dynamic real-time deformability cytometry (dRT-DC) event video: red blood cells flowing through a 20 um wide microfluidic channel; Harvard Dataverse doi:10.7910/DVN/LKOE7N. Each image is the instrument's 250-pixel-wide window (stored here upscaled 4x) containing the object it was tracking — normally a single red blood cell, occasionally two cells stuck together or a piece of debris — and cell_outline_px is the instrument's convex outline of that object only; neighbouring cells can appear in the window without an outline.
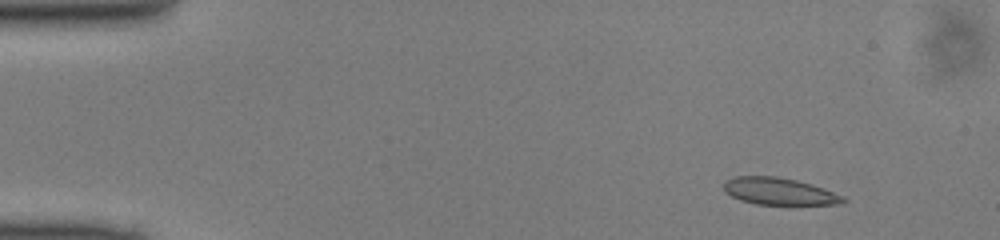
{"species": "common noctule bat (a hibernating species)", "species_latin": "Nyctalus noctula", "temperature_condition": "cold", "stored_images_in_passage": 48, "camera_frame_rate_fps": 3000, "um_per_image_px": 0.085, "animal": {"sex": "male", "body_mass_g": 13.0, "forearm_length_mm": 53.1}, "frame": {"image": 1, "passage_image": 4, "time_ms": 1.0, "image_size_px": [1000, 240], "cell_outline_px": [[848, 200], [844, 204], [756, 204], [740, 200], [724, 192], [724, 180], [736, 176], [776, 176], [796, 180], [812, 184], [824, 188], [844, 196]], "centroid_in_image_um": [66.24, 16.26], "position_along_channel_um": 18.8, "area_um2": 18.9}}
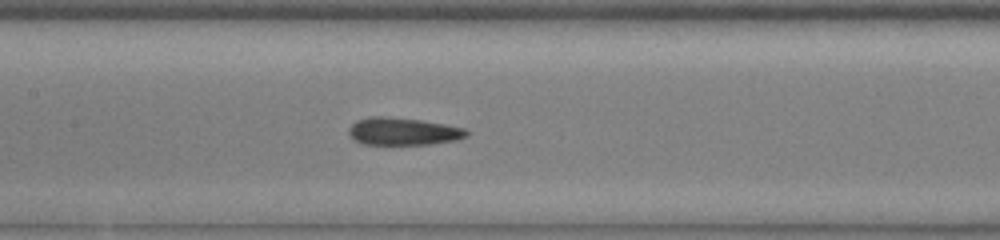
{"frame": {"image": 2, "passage_image": 22, "time_ms": 7.0, "image_size_px": [1000, 240], "cell_outline_px": [[468, 136], [456, 140], [432, 144], [360, 144], [348, 132], [348, 128], [356, 120], [372, 116], [380, 116], [420, 120], [444, 124], [464, 128], [468, 132]], "centroid_in_image_um": [34.26, 11.17], "position_along_channel_um": 173.1, "area_um2": 18.73}}
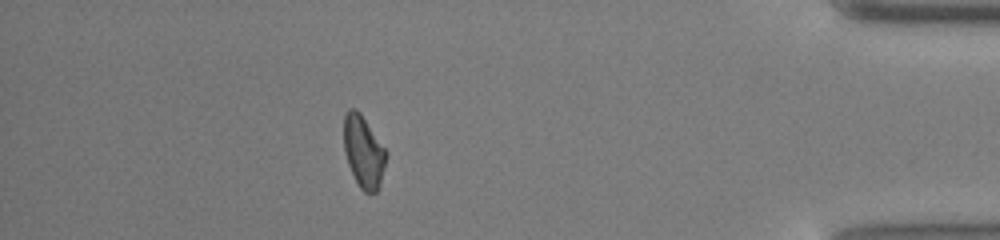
{"frame": {"image": 3, "passage_image": 42, "time_ms": 13.667, "image_size_px": [1000, 240], "cell_outline_px": [[388, 156], [380, 184], [376, 192], [364, 192], [360, 188], [348, 164], [344, 152], [344, 112], [348, 108], [356, 108], [360, 112], [388, 152]], "centroid_in_image_um": [30.91, 12.86], "position_along_channel_um": 404.3, "area_um2": 17.92}}